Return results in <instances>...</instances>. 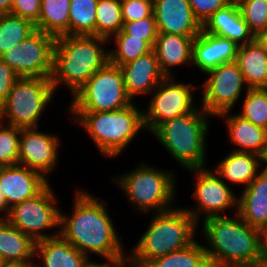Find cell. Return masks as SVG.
Wrapping results in <instances>:
<instances>
[{
    "label": "cell",
    "instance_id": "cell-1",
    "mask_svg": "<svg viewBox=\"0 0 267 267\" xmlns=\"http://www.w3.org/2000/svg\"><path fill=\"white\" fill-rule=\"evenodd\" d=\"M74 201L71 217L60 212L59 234L87 256L92 253L105 260L124 257L122 237L116 233L106 202L80 190Z\"/></svg>",
    "mask_w": 267,
    "mask_h": 267
},
{
    "label": "cell",
    "instance_id": "cell-2",
    "mask_svg": "<svg viewBox=\"0 0 267 267\" xmlns=\"http://www.w3.org/2000/svg\"><path fill=\"white\" fill-rule=\"evenodd\" d=\"M236 217L204 219V246L211 267H250L257 265L264 252V233Z\"/></svg>",
    "mask_w": 267,
    "mask_h": 267
},
{
    "label": "cell",
    "instance_id": "cell-3",
    "mask_svg": "<svg viewBox=\"0 0 267 267\" xmlns=\"http://www.w3.org/2000/svg\"><path fill=\"white\" fill-rule=\"evenodd\" d=\"M109 40L95 35H62L56 37L53 49L51 83L56 92L58 85L77 91L109 61Z\"/></svg>",
    "mask_w": 267,
    "mask_h": 267
},
{
    "label": "cell",
    "instance_id": "cell-4",
    "mask_svg": "<svg viewBox=\"0 0 267 267\" xmlns=\"http://www.w3.org/2000/svg\"><path fill=\"white\" fill-rule=\"evenodd\" d=\"M152 221L130 253L131 267H145L150 261L186 248L195 241L198 223L185 208L153 214Z\"/></svg>",
    "mask_w": 267,
    "mask_h": 267
},
{
    "label": "cell",
    "instance_id": "cell-5",
    "mask_svg": "<svg viewBox=\"0 0 267 267\" xmlns=\"http://www.w3.org/2000/svg\"><path fill=\"white\" fill-rule=\"evenodd\" d=\"M70 113L75 116L73 122L85 128L105 157L120 155L141 129L146 131L143 111L133 103L115 111Z\"/></svg>",
    "mask_w": 267,
    "mask_h": 267
},
{
    "label": "cell",
    "instance_id": "cell-6",
    "mask_svg": "<svg viewBox=\"0 0 267 267\" xmlns=\"http://www.w3.org/2000/svg\"><path fill=\"white\" fill-rule=\"evenodd\" d=\"M168 120L152 134L162 143V147L186 170L206 166V135L209 115L202 108Z\"/></svg>",
    "mask_w": 267,
    "mask_h": 267
},
{
    "label": "cell",
    "instance_id": "cell-7",
    "mask_svg": "<svg viewBox=\"0 0 267 267\" xmlns=\"http://www.w3.org/2000/svg\"><path fill=\"white\" fill-rule=\"evenodd\" d=\"M174 178V174L168 171L142 163L135 170L115 176L112 180L124 190L137 211L147 214L152 210L159 213L173 209L171 203L176 192Z\"/></svg>",
    "mask_w": 267,
    "mask_h": 267
},
{
    "label": "cell",
    "instance_id": "cell-8",
    "mask_svg": "<svg viewBox=\"0 0 267 267\" xmlns=\"http://www.w3.org/2000/svg\"><path fill=\"white\" fill-rule=\"evenodd\" d=\"M54 92L51 78L19 77L0 106V121L7 118V124L17 128H38L40 116Z\"/></svg>",
    "mask_w": 267,
    "mask_h": 267
},
{
    "label": "cell",
    "instance_id": "cell-9",
    "mask_svg": "<svg viewBox=\"0 0 267 267\" xmlns=\"http://www.w3.org/2000/svg\"><path fill=\"white\" fill-rule=\"evenodd\" d=\"M70 112H107L129 106L120 66L109 61L77 91Z\"/></svg>",
    "mask_w": 267,
    "mask_h": 267
},
{
    "label": "cell",
    "instance_id": "cell-10",
    "mask_svg": "<svg viewBox=\"0 0 267 267\" xmlns=\"http://www.w3.org/2000/svg\"><path fill=\"white\" fill-rule=\"evenodd\" d=\"M56 38L40 30L5 52L0 59L18 77L51 78L53 71V49Z\"/></svg>",
    "mask_w": 267,
    "mask_h": 267
},
{
    "label": "cell",
    "instance_id": "cell-11",
    "mask_svg": "<svg viewBox=\"0 0 267 267\" xmlns=\"http://www.w3.org/2000/svg\"><path fill=\"white\" fill-rule=\"evenodd\" d=\"M54 194L49 184L37 196L10 208L7 220L35 242L59 235L60 230L52 236L44 233L46 229L60 227L61 211L56 207L58 201Z\"/></svg>",
    "mask_w": 267,
    "mask_h": 267
},
{
    "label": "cell",
    "instance_id": "cell-12",
    "mask_svg": "<svg viewBox=\"0 0 267 267\" xmlns=\"http://www.w3.org/2000/svg\"><path fill=\"white\" fill-rule=\"evenodd\" d=\"M173 77H165L151 92L148 110H143L144 127L151 134L164 122L188 114L195 108L193 91L198 86L175 82Z\"/></svg>",
    "mask_w": 267,
    "mask_h": 267
},
{
    "label": "cell",
    "instance_id": "cell-13",
    "mask_svg": "<svg viewBox=\"0 0 267 267\" xmlns=\"http://www.w3.org/2000/svg\"><path fill=\"white\" fill-rule=\"evenodd\" d=\"M209 78L203 83L202 108L211 116L231 111L246 84L237 63L229 62L208 71Z\"/></svg>",
    "mask_w": 267,
    "mask_h": 267
},
{
    "label": "cell",
    "instance_id": "cell-14",
    "mask_svg": "<svg viewBox=\"0 0 267 267\" xmlns=\"http://www.w3.org/2000/svg\"><path fill=\"white\" fill-rule=\"evenodd\" d=\"M188 170L196 175L195 181L197 182H195V190L192 193V197L197 201V206L195 209L185 208V210L192 215L197 223H199L198 220L201 217V213L205 215L204 219L222 216L221 213L232 207H236L237 213L238 198L216 172L214 173V171L205 167Z\"/></svg>",
    "mask_w": 267,
    "mask_h": 267
},
{
    "label": "cell",
    "instance_id": "cell-15",
    "mask_svg": "<svg viewBox=\"0 0 267 267\" xmlns=\"http://www.w3.org/2000/svg\"><path fill=\"white\" fill-rule=\"evenodd\" d=\"M59 143L57 136L38 131L37 127L21 129L18 164L46 178L57 165Z\"/></svg>",
    "mask_w": 267,
    "mask_h": 267
},
{
    "label": "cell",
    "instance_id": "cell-16",
    "mask_svg": "<svg viewBox=\"0 0 267 267\" xmlns=\"http://www.w3.org/2000/svg\"><path fill=\"white\" fill-rule=\"evenodd\" d=\"M47 179L21 164L0 166V188L9 208L41 193L49 185Z\"/></svg>",
    "mask_w": 267,
    "mask_h": 267
},
{
    "label": "cell",
    "instance_id": "cell-17",
    "mask_svg": "<svg viewBox=\"0 0 267 267\" xmlns=\"http://www.w3.org/2000/svg\"><path fill=\"white\" fill-rule=\"evenodd\" d=\"M153 14L158 33L197 36L202 30L188 0H153Z\"/></svg>",
    "mask_w": 267,
    "mask_h": 267
},
{
    "label": "cell",
    "instance_id": "cell-18",
    "mask_svg": "<svg viewBox=\"0 0 267 267\" xmlns=\"http://www.w3.org/2000/svg\"><path fill=\"white\" fill-rule=\"evenodd\" d=\"M238 45L225 37L201 30L192 44V63L203 73L236 60Z\"/></svg>",
    "mask_w": 267,
    "mask_h": 267
},
{
    "label": "cell",
    "instance_id": "cell-19",
    "mask_svg": "<svg viewBox=\"0 0 267 267\" xmlns=\"http://www.w3.org/2000/svg\"><path fill=\"white\" fill-rule=\"evenodd\" d=\"M128 97L151 94L160 81L165 78L154 50L120 66Z\"/></svg>",
    "mask_w": 267,
    "mask_h": 267
},
{
    "label": "cell",
    "instance_id": "cell-20",
    "mask_svg": "<svg viewBox=\"0 0 267 267\" xmlns=\"http://www.w3.org/2000/svg\"><path fill=\"white\" fill-rule=\"evenodd\" d=\"M237 214L250 226L267 232V171L262 169L238 198Z\"/></svg>",
    "mask_w": 267,
    "mask_h": 267
},
{
    "label": "cell",
    "instance_id": "cell-21",
    "mask_svg": "<svg viewBox=\"0 0 267 267\" xmlns=\"http://www.w3.org/2000/svg\"><path fill=\"white\" fill-rule=\"evenodd\" d=\"M202 30L234 41L238 46L254 40V34L243 19L238 4L229 3L213 13L202 25Z\"/></svg>",
    "mask_w": 267,
    "mask_h": 267
},
{
    "label": "cell",
    "instance_id": "cell-22",
    "mask_svg": "<svg viewBox=\"0 0 267 267\" xmlns=\"http://www.w3.org/2000/svg\"><path fill=\"white\" fill-rule=\"evenodd\" d=\"M36 242L7 219H0V255L7 265L34 266Z\"/></svg>",
    "mask_w": 267,
    "mask_h": 267
},
{
    "label": "cell",
    "instance_id": "cell-23",
    "mask_svg": "<svg viewBox=\"0 0 267 267\" xmlns=\"http://www.w3.org/2000/svg\"><path fill=\"white\" fill-rule=\"evenodd\" d=\"M35 256L39 255L42 265L33 267H86L91 261L89 256L78 251L60 234L36 242Z\"/></svg>",
    "mask_w": 267,
    "mask_h": 267
},
{
    "label": "cell",
    "instance_id": "cell-24",
    "mask_svg": "<svg viewBox=\"0 0 267 267\" xmlns=\"http://www.w3.org/2000/svg\"><path fill=\"white\" fill-rule=\"evenodd\" d=\"M196 36L158 33L153 50L165 77H173L171 67L192 66V44Z\"/></svg>",
    "mask_w": 267,
    "mask_h": 267
},
{
    "label": "cell",
    "instance_id": "cell-25",
    "mask_svg": "<svg viewBox=\"0 0 267 267\" xmlns=\"http://www.w3.org/2000/svg\"><path fill=\"white\" fill-rule=\"evenodd\" d=\"M230 113L231 111H226L218 117L226 119L230 141L239 147L234 151L251 152L262 157L267 147V130L254 125L238 114L232 116Z\"/></svg>",
    "mask_w": 267,
    "mask_h": 267
},
{
    "label": "cell",
    "instance_id": "cell-26",
    "mask_svg": "<svg viewBox=\"0 0 267 267\" xmlns=\"http://www.w3.org/2000/svg\"><path fill=\"white\" fill-rule=\"evenodd\" d=\"M262 157L251 152L231 151L217 165L216 174L225 182L244 184L246 188L258 175Z\"/></svg>",
    "mask_w": 267,
    "mask_h": 267
},
{
    "label": "cell",
    "instance_id": "cell-27",
    "mask_svg": "<svg viewBox=\"0 0 267 267\" xmlns=\"http://www.w3.org/2000/svg\"><path fill=\"white\" fill-rule=\"evenodd\" d=\"M235 62L249 89L267 88V53L253 40L238 47Z\"/></svg>",
    "mask_w": 267,
    "mask_h": 267
},
{
    "label": "cell",
    "instance_id": "cell-28",
    "mask_svg": "<svg viewBox=\"0 0 267 267\" xmlns=\"http://www.w3.org/2000/svg\"><path fill=\"white\" fill-rule=\"evenodd\" d=\"M71 0H41V12L35 29L59 37L69 35Z\"/></svg>",
    "mask_w": 267,
    "mask_h": 267
},
{
    "label": "cell",
    "instance_id": "cell-29",
    "mask_svg": "<svg viewBox=\"0 0 267 267\" xmlns=\"http://www.w3.org/2000/svg\"><path fill=\"white\" fill-rule=\"evenodd\" d=\"M145 267H211L204 245L196 240L184 249L150 261Z\"/></svg>",
    "mask_w": 267,
    "mask_h": 267
},
{
    "label": "cell",
    "instance_id": "cell-30",
    "mask_svg": "<svg viewBox=\"0 0 267 267\" xmlns=\"http://www.w3.org/2000/svg\"><path fill=\"white\" fill-rule=\"evenodd\" d=\"M35 25L12 14H0V57L35 31Z\"/></svg>",
    "mask_w": 267,
    "mask_h": 267
},
{
    "label": "cell",
    "instance_id": "cell-31",
    "mask_svg": "<svg viewBox=\"0 0 267 267\" xmlns=\"http://www.w3.org/2000/svg\"><path fill=\"white\" fill-rule=\"evenodd\" d=\"M98 0H71L69 35H95Z\"/></svg>",
    "mask_w": 267,
    "mask_h": 267
},
{
    "label": "cell",
    "instance_id": "cell-32",
    "mask_svg": "<svg viewBox=\"0 0 267 267\" xmlns=\"http://www.w3.org/2000/svg\"><path fill=\"white\" fill-rule=\"evenodd\" d=\"M112 38L115 40L116 47L114 50H109V62L117 66L136 60L139 56L153 50V46L148 41L130 37L123 30L112 36L109 41Z\"/></svg>",
    "mask_w": 267,
    "mask_h": 267
},
{
    "label": "cell",
    "instance_id": "cell-33",
    "mask_svg": "<svg viewBox=\"0 0 267 267\" xmlns=\"http://www.w3.org/2000/svg\"><path fill=\"white\" fill-rule=\"evenodd\" d=\"M121 0H98L95 36L110 39L122 30Z\"/></svg>",
    "mask_w": 267,
    "mask_h": 267
},
{
    "label": "cell",
    "instance_id": "cell-34",
    "mask_svg": "<svg viewBox=\"0 0 267 267\" xmlns=\"http://www.w3.org/2000/svg\"><path fill=\"white\" fill-rule=\"evenodd\" d=\"M242 105L243 110L238 115L267 130V88H246Z\"/></svg>",
    "mask_w": 267,
    "mask_h": 267
},
{
    "label": "cell",
    "instance_id": "cell-35",
    "mask_svg": "<svg viewBox=\"0 0 267 267\" xmlns=\"http://www.w3.org/2000/svg\"><path fill=\"white\" fill-rule=\"evenodd\" d=\"M3 124L0 121V166L15 165L19 160V140L22 128Z\"/></svg>",
    "mask_w": 267,
    "mask_h": 267
},
{
    "label": "cell",
    "instance_id": "cell-36",
    "mask_svg": "<svg viewBox=\"0 0 267 267\" xmlns=\"http://www.w3.org/2000/svg\"><path fill=\"white\" fill-rule=\"evenodd\" d=\"M238 7L254 36L267 29V0H243Z\"/></svg>",
    "mask_w": 267,
    "mask_h": 267
},
{
    "label": "cell",
    "instance_id": "cell-37",
    "mask_svg": "<svg viewBox=\"0 0 267 267\" xmlns=\"http://www.w3.org/2000/svg\"><path fill=\"white\" fill-rule=\"evenodd\" d=\"M122 30L130 37L140 38L148 41L152 46L158 37V30L154 14L150 17L143 18L132 22H124Z\"/></svg>",
    "mask_w": 267,
    "mask_h": 267
},
{
    "label": "cell",
    "instance_id": "cell-38",
    "mask_svg": "<svg viewBox=\"0 0 267 267\" xmlns=\"http://www.w3.org/2000/svg\"><path fill=\"white\" fill-rule=\"evenodd\" d=\"M122 20L132 22L153 14V0H121Z\"/></svg>",
    "mask_w": 267,
    "mask_h": 267
},
{
    "label": "cell",
    "instance_id": "cell-39",
    "mask_svg": "<svg viewBox=\"0 0 267 267\" xmlns=\"http://www.w3.org/2000/svg\"><path fill=\"white\" fill-rule=\"evenodd\" d=\"M195 18L203 25L217 10L229 4V0H188Z\"/></svg>",
    "mask_w": 267,
    "mask_h": 267
},
{
    "label": "cell",
    "instance_id": "cell-40",
    "mask_svg": "<svg viewBox=\"0 0 267 267\" xmlns=\"http://www.w3.org/2000/svg\"><path fill=\"white\" fill-rule=\"evenodd\" d=\"M41 12V0H12L10 14L27 19L34 25Z\"/></svg>",
    "mask_w": 267,
    "mask_h": 267
},
{
    "label": "cell",
    "instance_id": "cell-41",
    "mask_svg": "<svg viewBox=\"0 0 267 267\" xmlns=\"http://www.w3.org/2000/svg\"><path fill=\"white\" fill-rule=\"evenodd\" d=\"M19 77L0 59V106L5 102L14 82Z\"/></svg>",
    "mask_w": 267,
    "mask_h": 267
},
{
    "label": "cell",
    "instance_id": "cell-42",
    "mask_svg": "<svg viewBox=\"0 0 267 267\" xmlns=\"http://www.w3.org/2000/svg\"><path fill=\"white\" fill-rule=\"evenodd\" d=\"M106 262L96 263V262H92L91 260V262L86 267H131V265L129 266V264H131L129 256L128 257L124 256L122 258H117L113 260H106Z\"/></svg>",
    "mask_w": 267,
    "mask_h": 267
},
{
    "label": "cell",
    "instance_id": "cell-43",
    "mask_svg": "<svg viewBox=\"0 0 267 267\" xmlns=\"http://www.w3.org/2000/svg\"><path fill=\"white\" fill-rule=\"evenodd\" d=\"M254 40L261 46V48L267 53V29L258 32L254 36Z\"/></svg>",
    "mask_w": 267,
    "mask_h": 267
},
{
    "label": "cell",
    "instance_id": "cell-44",
    "mask_svg": "<svg viewBox=\"0 0 267 267\" xmlns=\"http://www.w3.org/2000/svg\"><path fill=\"white\" fill-rule=\"evenodd\" d=\"M0 212L5 213V215L3 214V216H1L0 219H7L10 212V208L7 206V202L1 188H0Z\"/></svg>",
    "mask_w": 267,
    "mask_h": 267
},
{
    "label": "cell",
    "instance_id": "cell-45",
    "mask_svg": "<svg viewBox=\"0 0 267 267\" xmlns=\"http://www.w3.org/2000/svg\"><path fill=\"white\" fill-rule=\"evenodd\" d=\"M12 0H0V14H10Z\"/></svg>",
    "mask_w": 267,
    "mask_h": 267
},
{
    "label": "cell",
    "instance_id": "cell-46",
    "mask_svg": "<svg viewBox=\"0 0 267 267\" xmlns=\"http://www.w3.org/2000/svg\"><path fill=\"white\" fill-rule=\"evenodd\" d=\"M259 264L262 266V267H267V252L264 250L263 254H262V257L260 258V262Z\"/></svg>",
    "mask_w": 267,
    "mask_h": 267
},
{
    "label": "cell",
    "instance_id": "cell-47",
    "mask_svg": "<svg viewBox=\"0 0 267 267\" xmlns=\"http://www.w3.org/2000/svg\"><path fill=\"white\" fill-rule=\"evenodd\" d=\"M263 163H265V164L267 163V147H266V150L264 152V155L262 156V164ZM263 169L267 171V164L265 165V168L263 167Z\"/></svg>",
    "mask_w": 267,
    "mask_h": 267
},
{
    "label": "cell",
    "instance_id": "cell-48",
    "mask_svg": "<svg viewBox=\"0 0 267 267\" xmlns=\"http://www.w3.org/2000/svg\"><path fill=\"white\" fill-rule=\"evenodd\" d=\"M264 250L267 252V232L264 234Z\"/></svg>",
    "mask_w": 267,
    "mask_h": 267
},
{
    "label": "cell",
    "instance_id": "cell-49",
    "mask_svg": "<svg viewBox=\"0 0 267 267\" xmlns=\"http://www.w3.org/2000/svg\"><path fill=\"white\" fill-rule=\"evenodd\" d=\"M7 264L3 261L0 255V267H5Z\"/></svg>",
    "mask_w": 267,
    "mask_h": 267
},
{
    "label": "cell",
    "instance_id": "cell-50",
    "mask_svg": "<svg viewBox=\"0 0 267 267\" xmlns=\"http://www.w3.org/2000/svg\"><path fill=\"white\" fill-rule=\"evenodd\" d=\"M5 267H33V266H22V265H6Z\"/></svg>",
    "mask_w": 267,
    "mask_h": 267
},
{
    "label": "cell",
    "instance_id": "cell-51",
    "mask_svg": "<svg viewBox=\"0 0 267 267\" xmlns=\"http://www.w3.org/2000/svg\"><path fill=\"white\" fill-rule=\"evenodd\" d=\"M241 1H243V0H229L230 3H235V4H238V3H240Z\"/></svg>",
    "mask_w": 267,
    "mask_h": 267
},
{
    "label": "cell",
    "instance_id": "cell-52",
    "mask_svg": "<svg viewBox=\"0 0 267 267\" xmlns=\"http://www.w3.org/2000/svg\"><path fill=\"white\" fill-rule=\"evenodd\" d=\"M250 267H262L260 264H257V265H253V266H250Z\"/></svg>",
    "mask_w": 267,
    "mask_h": 267
}]
</instances>
